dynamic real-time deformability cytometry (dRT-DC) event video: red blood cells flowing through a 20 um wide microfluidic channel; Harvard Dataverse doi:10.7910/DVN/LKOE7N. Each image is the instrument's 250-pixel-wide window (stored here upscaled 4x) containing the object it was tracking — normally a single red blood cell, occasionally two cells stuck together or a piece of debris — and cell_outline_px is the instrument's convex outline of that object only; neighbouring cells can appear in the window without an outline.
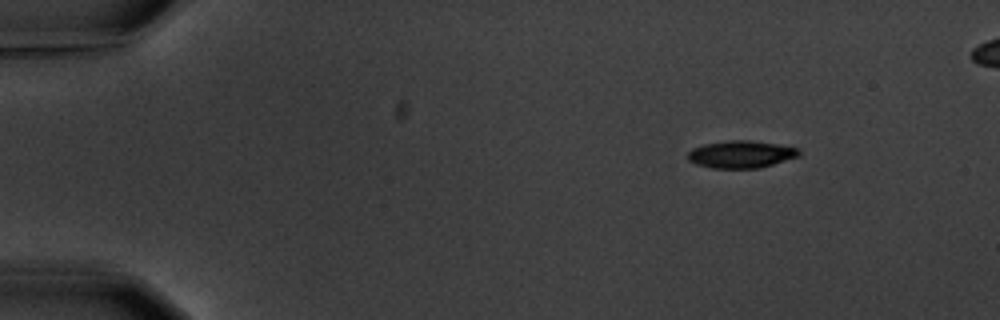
{"species": "common noctule bat (a hibernating species)", "species_latin": "Nyctalus noctula", "temperature_condition": "warm", "stored_images_in_passage": 6, "camera_frame_rate_fps": 3000, "um_per_image_px": 0.085, "animal": {"sex": "male", "body_mass_g": 20.1, "forearm_length_mm": 53.5}, "frame": {"image": 1, "passage_image": 2, "time_ms": 1.0, "image_size_px": [1000, 320], "cell_outline_px": [[800, 156], [760, 168], [712, 168], [696, 164], [688, 160], [688, 152], [692, 148], [704, 144], [724, 140], [748, 140], [776, 144], [796, 148], [800, 152]], "centroid_in_image_um": [62.96, 13.11], "position_along_channel_um": 22.0, "area_um2": 17.69}}
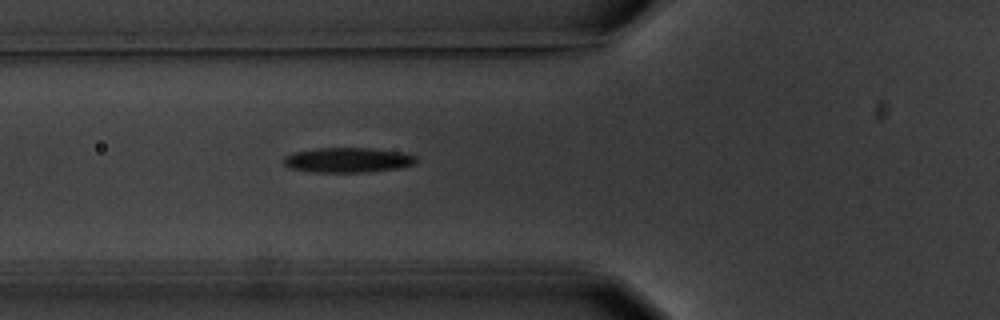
{"frame": {"image": 2, "passage_image": 6, "time_ms": 5.667, "image_size_px": [1000, 320], "cell_outline_px": [[416, 160], [412, 164], [400, 168], [368, 172], [316, 172], [288, 168], [280, 160], [284, 156], [292, 152], [320, 148], [368, 148], [400, 152], [416, 156]], "centroid_in_image_um": [29.49, 13.6], "position_along_channel_um": 96.3, "area_um2": 19.25}}